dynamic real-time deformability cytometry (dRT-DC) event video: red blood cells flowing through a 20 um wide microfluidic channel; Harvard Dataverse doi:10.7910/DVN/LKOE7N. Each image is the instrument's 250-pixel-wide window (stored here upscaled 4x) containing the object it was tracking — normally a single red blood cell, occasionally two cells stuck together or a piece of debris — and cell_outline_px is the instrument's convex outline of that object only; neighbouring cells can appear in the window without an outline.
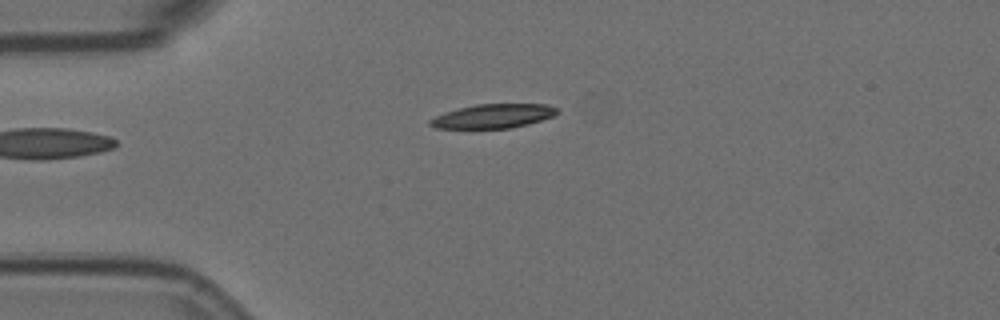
{"species": "Egyptian fruit bat (a non-hibernating species)", "species_latin": "Rousettus aegyptiacus", "temperature_condition": "room temperature", "stored_images_in_passage": 3, "camera_frame_rate_fps": 3000, "um_per_image_px": 0.085, "animal": {"sex": "female"}, "frame": {"image": 1, "passage_image": 3, "time_ms": 0.667, "image_size_px": [1000, 320], "cell_outline_px": [[560, 112], [552, 116], [528, 124], [508, 128], [436, 128], [428, 124], [428, 120], [444, 112], [476, 104], [548, 104], [556, 108]], "centroid_in_image_um": [41.91, 9.86], "position_along_channel_um": 43.1, "area_um2": 17.69}}